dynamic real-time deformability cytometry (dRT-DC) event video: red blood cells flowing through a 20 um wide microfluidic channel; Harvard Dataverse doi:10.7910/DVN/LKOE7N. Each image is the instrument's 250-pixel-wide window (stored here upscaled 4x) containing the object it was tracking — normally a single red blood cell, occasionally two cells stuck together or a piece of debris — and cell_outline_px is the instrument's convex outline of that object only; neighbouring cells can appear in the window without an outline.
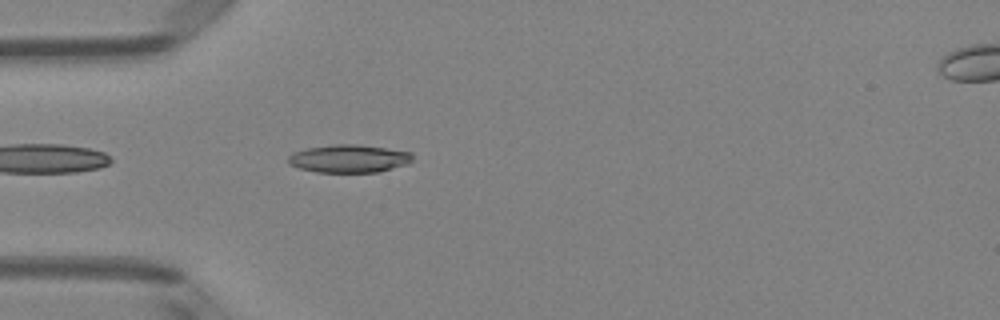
{"species": "Egyptian fruit bat (a non-hibernating species)", "species_latin": "Rousettus aegyptiacus", "temperature_condition": "room temperature", "stored_images_in_passage": 1, "camera_frame_rate_fps": 3000, "um_per_image_px": 0.085, "animal": {"sex": "female"}, "frame": {"image": 1, "passage_image": 1, "time_ms": 0.0, "image_size_px": [1000, 320], "cell_outline_px": [[412, 160], [408, 164], [380, 172], [316, 172], [300, 168], [288, 164], [288, 156], [292, 152], [304, 148], [332, 144], [356, 144], [412, 152]], "centroid_in_image_um": [29.64, 13.48], "position_along_channel_um": 55.4, "area_um2": 20.4}}